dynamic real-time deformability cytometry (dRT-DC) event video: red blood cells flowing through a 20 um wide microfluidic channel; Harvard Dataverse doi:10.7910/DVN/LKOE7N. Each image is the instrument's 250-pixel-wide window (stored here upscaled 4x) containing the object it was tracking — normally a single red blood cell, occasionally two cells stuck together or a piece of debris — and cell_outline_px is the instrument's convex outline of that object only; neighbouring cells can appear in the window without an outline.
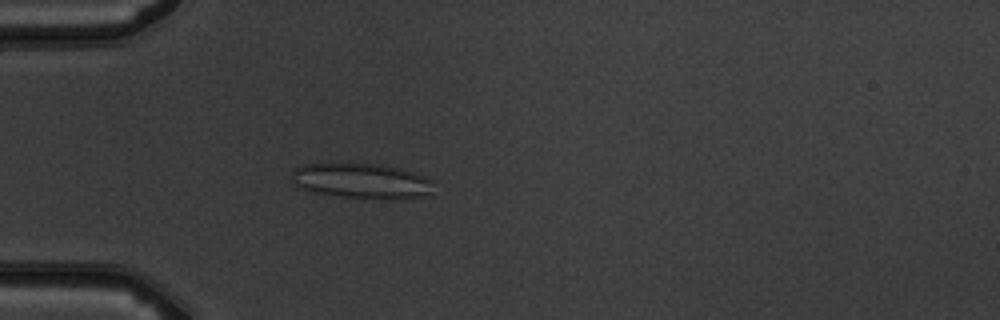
{"species": "common noctule bat (a hibernating species)", "species_latin": "Nyctalus noctula", "temperature_condition": "warm", "stored_images_in_passage": 5, "camera_frame_rate_fps": 3000, "um_per_image_px": 0.085, "animal": {"sex": "male", "body_mass_g": 19.5, "forearm_length_mm": 54.6}, "frame": {"image": 1, "passage_image": 5, "time_ms": 4.667, "image_size_px": [1000, 320], "cell_outline_px": [[432, 196], [388, 200], [384, 200], [344, 196], [316, 192], [304, 188], [296, 184], [292, 180], [292, 172], [296, 168], [304, 164], [348, 160], [384, 164], [400, 168], [412, 172], [432, 180]], "centroid_in_image_um": [30.78, 15.33], "position_along_channel_um": 54.2, "area_um2": 30.17}}